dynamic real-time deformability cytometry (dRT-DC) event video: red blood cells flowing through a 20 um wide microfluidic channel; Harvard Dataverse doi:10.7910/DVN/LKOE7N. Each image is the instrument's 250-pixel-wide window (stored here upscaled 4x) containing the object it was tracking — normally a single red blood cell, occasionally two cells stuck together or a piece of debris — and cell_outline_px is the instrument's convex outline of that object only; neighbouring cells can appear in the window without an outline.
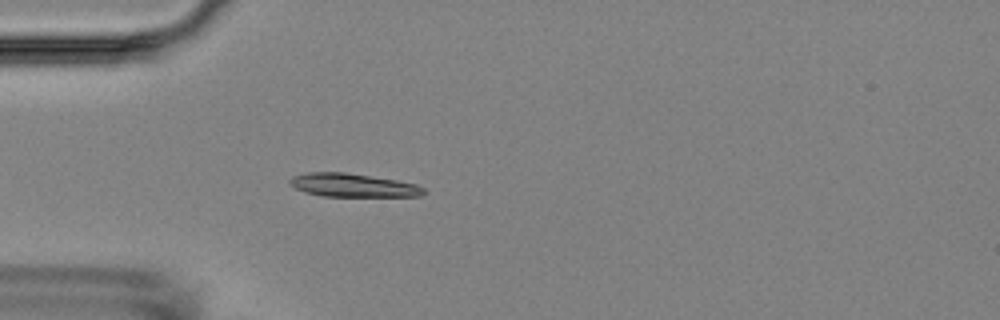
{"species": "Egyptian fruit bat (a non-hibernating species)", "species_latin": "Rousettus aegyptiacus", "temperature_condition": "room temperature", "stored_images_in_passage": 4, "camera_frame_rate_fps": 3000, "um_per_image_px": 0.085, "animal": {"sex": "female"}, "frame": {"image": 1, "passage_image": 4, "time_ms": 3.333, "image_size_px": [1000, 320], "cell_outline_px": [[424, 192], [420, 196], [324, 196], [304, 192], [288, 184], [288, 180], [292, 176], [308, 172], [344, 172], [396, 180], [416, 184], [424, 188]], "centroid_in_image_um": [29.94, 15.74], "position_along_channel_um": 55.1, "area_um2": 18.15}}